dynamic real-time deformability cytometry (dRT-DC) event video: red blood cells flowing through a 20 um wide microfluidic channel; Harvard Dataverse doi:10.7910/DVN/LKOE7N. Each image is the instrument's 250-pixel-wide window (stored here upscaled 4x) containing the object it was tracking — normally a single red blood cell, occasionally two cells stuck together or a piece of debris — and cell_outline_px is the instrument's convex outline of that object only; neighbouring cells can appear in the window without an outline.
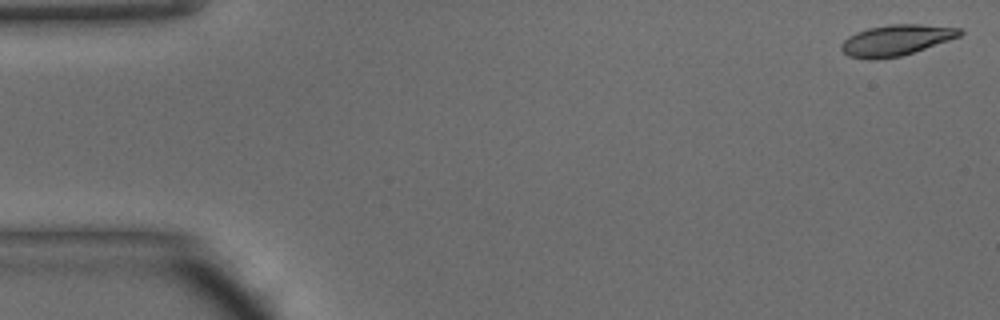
{"species": "common noctule bat (a hibernating species)", "species_latin": "Nyctalus noctula", "temperature_condition": "warm", "stored_images_in_passage": 6, "camera_frame_rate_fps": 3000, "um_per_image_px": 0.085, "animal": {"sex": "male", "body_mass_g": 15.6}, "frame": {"image": 1, "passage_image": 1, "time_ms": 0.0, "image_size_px": [1000, 320], "cell_outline_px": [[964, 32], [960, 36], [900, 56], [876, 60], [868, 60], [848, 56], [840, 48], [840, 44], [848, 36], [856, 32], [868, 28], [888, 24], [920, 24], [960, 28]], "centroid_in_image_um": [76.12, 3.41], "position_along_channel_um": 8.9, "area_um2": 21.27}}